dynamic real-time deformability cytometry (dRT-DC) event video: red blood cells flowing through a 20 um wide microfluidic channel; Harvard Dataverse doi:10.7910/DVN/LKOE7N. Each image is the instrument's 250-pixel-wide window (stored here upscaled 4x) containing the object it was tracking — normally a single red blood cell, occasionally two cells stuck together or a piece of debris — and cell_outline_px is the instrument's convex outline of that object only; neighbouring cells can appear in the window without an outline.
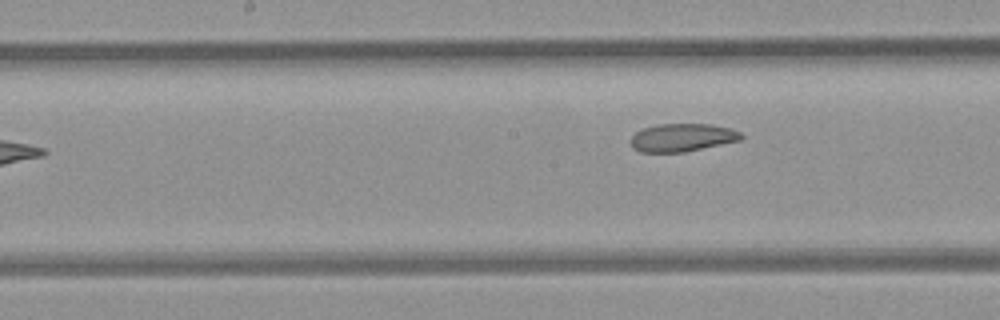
{"species": "common noctule bat (a hibernating species)", "species_latin": "Nyctalus noctula", "temperature_condition": "room temperature", "stored_images_in_passage": 9, "camera_frame_rate_fps": 3000, "um_per_image_px": 0.085, "animal": {"sex": "female", "body_mass_g": 21.9}, "frame": {"image": 1, "passage_image": 9, "time_ms": 10.333, "image_size_px": [1000, 320], "cell_outline_px": [[744, 136], [740, 140], [684, 152], [640, 152], [632, 148], [628, 140], [640, 128], [660, 124], [712, 124], [732, 128], [740, 132]], "centroid_in_image_um": [57.95, 11.68], "position_along_channel_um": 190.2, "area_um2": 18.21}}